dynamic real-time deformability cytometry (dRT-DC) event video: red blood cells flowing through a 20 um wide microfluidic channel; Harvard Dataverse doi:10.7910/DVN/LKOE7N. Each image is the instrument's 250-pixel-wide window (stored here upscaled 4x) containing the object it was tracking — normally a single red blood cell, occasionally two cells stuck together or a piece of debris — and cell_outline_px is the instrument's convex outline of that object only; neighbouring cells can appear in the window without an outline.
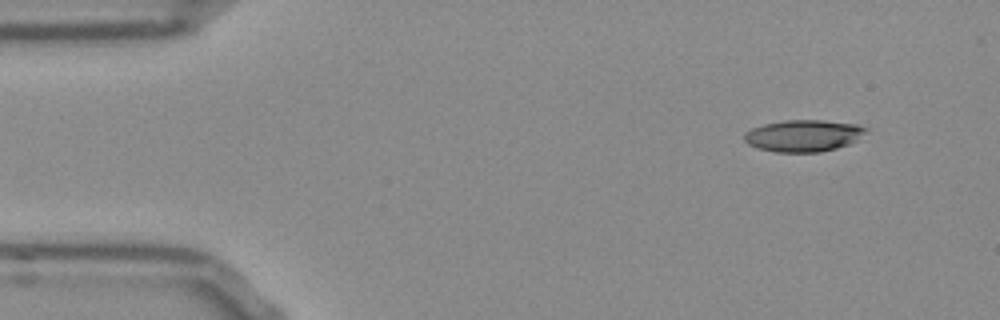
{"species": "Egyptian fruit bat (a non-hibernating species)", "species_latin": "Rousettus aegyptiacus", "temperature_condition": "room temperature", "stored_images_in_passage": 43, "camera_frame_rate_fps": 3000, "um_per_image_px": 0.085, "frame": {"image": 1, "passage_image": 1, "time_ms": 0.0, "image_size_px": [1000, 320], "cell_outline_px": [[868, 132], [856, 140], [848, 144], [836, 148], [820, 152], [776, 152], [760, 148], [748, 144], [744, 140], [744, 136], [752, 128], [764, 124], [784, 120], [820, 120], [856, 124], [868, 128]], "centroid_in_image_um": [68.32, 11.53], "position_along_channel_um": 16.7, "area_um2": 22.37}}
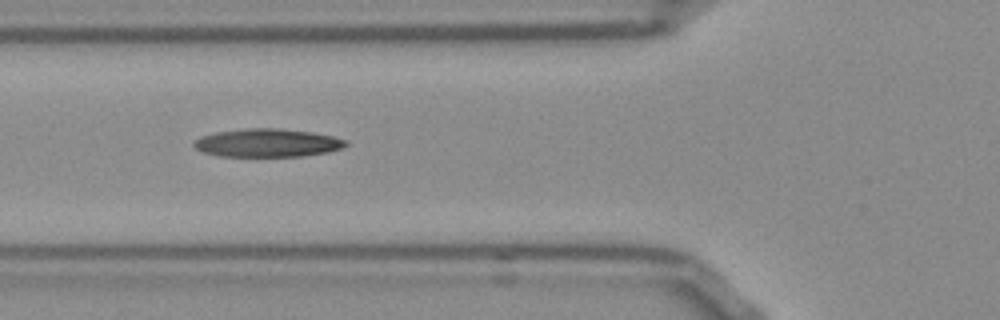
{"frame": {"image": 2, "passage_image": 15, "time_ms": 4.667, "image_size_px": [1000, 320], "cell_outline_px": [[348, 144], [340, 148], [328, 152], [300, 156], [220, 156], [204, 152], [196, 148], [192, 144], [200, 136], [216, 132], [244, 128], [280, 128], [312, 132], [332, 136], [348, 140]], "centroid_in_image_um": [22.73, 12.13], "position_along_channel_um": 103.1, "area_um2": 24.91}}
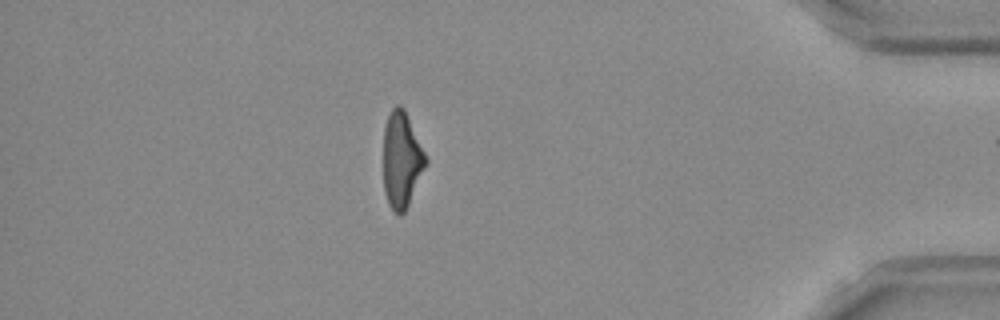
{"frame": {"image": 3, "passage_image": 42, "time_ms": 13.667, "image_size_px": [1000, 320], "cell_outline_px": [[428, 160], [408, 204], [404, 212], [400, 216], [392, 212], [388, 204], [384, 192], [384, 128], [388, 116], [392, 108], [396, 104], [400, 104], [404, 108]], "centroid_in_image_um": [34.12, 13.6], "position_along_channel_um": 401.1, "area_um2": 23.47}, "authors_computed_cell_mechanics": {"area_um2": 24.3338, "velocity_mm_per_s": 3.8114, "shape_relaxation_time_tau1_ms": null, "shape_relaxation_time_tau2_ms": 4.7175, "deformation_change_tau1": null, "deformation_change_tau2": 0.1799}}